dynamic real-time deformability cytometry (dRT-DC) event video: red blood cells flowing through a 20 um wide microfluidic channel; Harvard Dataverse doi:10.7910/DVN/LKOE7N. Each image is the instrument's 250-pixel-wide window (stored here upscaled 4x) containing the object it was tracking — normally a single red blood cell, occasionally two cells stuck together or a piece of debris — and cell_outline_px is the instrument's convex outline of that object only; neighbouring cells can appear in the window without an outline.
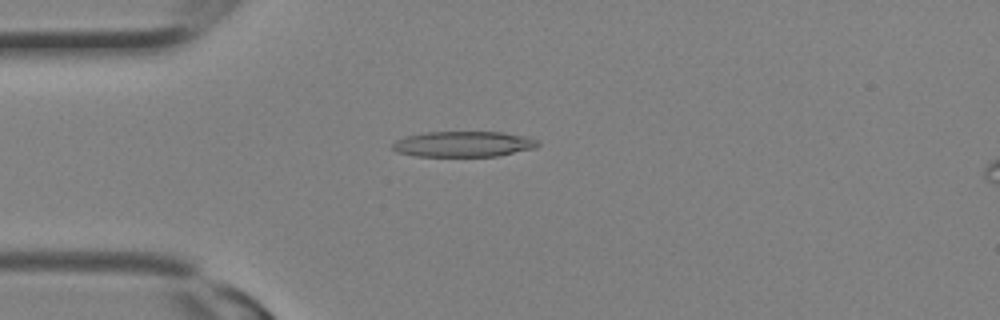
{"species": "Egyptian fruit bat (a non-hibernating species)", "species_latin": "Rousettus aegyptiacus", "temperature_condition": "room temperature", "stored_images_in_passage": 6, "camera_frame_rate_fps": 3000, "um_per_image_px": 0.085, "animal": {"sex": "female"}, "frame": {"image": 1, "passage_image": 5, "time_ms": 1.333, "image_size_px": [1000, 320], "cell_outline_px": [[540, 144], [536, 148], [496, 156], [416, 156], [396, 152], [392, 148], [392, 144], [396, 140], [404, 136], [428, 132], [504, 132], [524, 136], [536, 140]], "centroid_in_image_um": [39.37, 12.24], "position_along_channel_um": 45.6, "area_um2": 21.68}}